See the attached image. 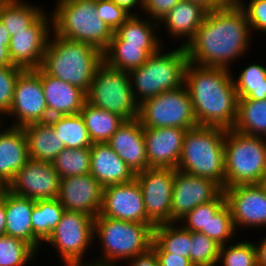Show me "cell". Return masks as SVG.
I'll return each mask as SVG.
<instances>
[{
  "label": "cell",
  "instance_id": "cell-1",
  "mask_svg": "<svg viewBox=\"0 0 266 266\" xmlns=\"http://www.w3.org/2000/svg\"><path fill=\"white\" fill-rule=\"evenodd\" d=\"M249 31L246 13L238 3L227 2L207 12L193 39L185 46L189 62L228 69L231 60L248 50Z\"/></svg>",
  "mask_w": 266,
  "mask_h": 266
},
{
  "label": "cell",
  "instance_id": "cell-2",
  "mask_svg": "<svg viewBox=\"0 0 266 266\" xmlns=\"http://www.w3.org/2000/svg\"><path fill=\"white\" fill-rule=\"evenodd\" d=\"M223 67L189 62L185 83L200 126L232 129L237 118L238 94L233 76Z\"/></svg>",
  "mask_w": 266,
  "mask_h": 266
},
{
  "label": "cell",
  "instance_id": "cell-3",
  "mask_svg": "<svg viewBox=\"0 0 266 266\" xmlns=\"http://www.w3.org/2000/svg\"><path fill=\"white\" fill-rule=\"evenodd\" d=\"M48 41L40 68L47 74L88 93L103 53L95 47L54 34Z\"/></svg>",
  "mask_w": 266,
  "mask_h": 266
},
{
  "label": "cell",
  "instance_id": "cell-4",
  "mask_svg": "<svg viewBox=\"0 0 266 266\" xmlns=\"http://www.w3.org/2000/svg\"><path fill=\"white\" fill-rule=\"evenodd\" d=\"M226 129L196 126L187 129L177 170L225 184Z\"/></svg>",
  "mask_w": 266,
  "mask_h": 266
},
{
  "label": "cell",
  "instance_id": "cell-5",
  "mask_svg": "<svg viewBox=\"0 0 266 266\" xmlns=\"http://www.w3.org/2000/svg\"><path fill=\"white\" fill-rule=\"evenodd\" d=\"M52 14L54 33L72 41L89 44L104 53L113 31L97 14L96 0H59Z\"/></svg>",
  "mask_w": 266,
  "mask_h": 266
},
{
  "label": "cell",
  "instance_id": "cell-6",
  "mask_svg": "<svg viewBox=\"0 0 266 266\" xmlns=\"http://www.w3.org/2000/svg\"><path fill=\"white\" fill-rule=\"evenodd\" d=\"M266 138L226 130L225 188L262 184L266 177Z\"/></svg>",
  "mask_w": 266,
  "mask_h": 266
},
{
  "label": "cell",
  "instance_id": "cell-7",
  "mask_svg": "<svg viewBox=\"0 0 266 266\" xmlns=\"http://www.w3.org/2000/svg\"><path fill=\"white\" fill-rule=\"evenodd\" d=\"M160 51L150 55L143 65L129 72L130 78L133 77L131 83L135 84H132V94L138 104L165 91L180 88L185 83L189 63L185 47L165 54Z\"/></svg>",
  "mask_w": 266,
  "mask_h": 266
},
{
  "label": "cell",
  "instance_id": "cell-8",
  "mask_svg": "<svg viewBox=\"0 0 266 266\" xmlns=\"http://www.w3.org/2000/svg\"><path fill=\"white\" fill-rule=\"evenodd\" d=\"M154 224L122 221L98 215L94 233L101 240L104 258L87 266H115L119 259H131L148 251L153 242Z\"/></svg>",
  "mask_w": 266,
  "mask_h": 266
},
{
  "label": "cell",
  "instance_id": "cell-9",
  "mask_svg": "<svg viewBox=\"0 0 266 266\" xmlns=\"http://www.w3.org/2000/svg\"><path fill=\"white\" fill-rule=\"evenodd\" d=\"M129 72L103 61L97 68L87 95L91 105L117 114L124 120L138 117L139 104L132 94Z\"/></svg>",
  "mask_w": 266,
  "mask_h": 266
},
{
  "label": "cell",
  "instance_id": "cell-10",
  "mask_svg": "<svg viewBox=\"0 0 266 266\" xmlns=\"http://www.w3.org/2000/svg\"><path fill=\"white\" fill-rule=\"evenodd\" d=\"M137 118L143 128L191 129L199 126L185 85L141 102Z\"/></svg>",
  "mask_w": 266,
  "mask_h": 266
},
{
  "label": "cell",
  "instance_id": "cell-11",
  "mask_svg": "<svg viewBox=\"0 0 266 266\" xmlns=\"http://www.w3.org/2000/svg\"><path fill=\"white\" fill-rule=\"evenodd\" d=\"M95 237L94 218L84 212L65 210L60 222L44 241L57 248L66 266L83 265L85 250Z\"/></svg>",
  "mask_w": 266,
  "mask_h": 266
},
{
  "label": "cell",
  "instance_id": "cell-12",
  "mask_svg": "<svg viewBox=\"0 0 266 266\" xmlns=\"http://www.w3.org/2000/svg\"><path fill=\"white\" fill-rule=\"evenodd\" d=\"M8 115L16 116V121L12 125L15 127L49 120L40 67L26 69L20 73L14 87V97Z\"/></svg>",
  "mask_w": 266,
  "mask_h": 266
},
{
  "label": "cell",
  "instance_id": "cell-13",
  "mask_svg": "<svg viewBox=\"0 0 266 266\" xmlns=\"http://www.w3.org/2000/svg\"><path fill=\"white\" fill-rule=\"evenodd\" d=\"M147 218L154 224L171 223V203L174 169L148 168L137 173Z\"/></svg>",
  "mask_w": 266,
  "mask_h": 266
},
{
  "label": "cell",
  "instance_id": "cell-14",
  "mask_svg": "<svg viewBox=\"0 0 266 266\" xmlns=\"http://www.w3.org/2000/svg\"><path fill=\"white\" fill-rule=\"evenodd\" d=\"M224 192L216 181L174 169L171 222H179L200 204L216 200Z\"/></svg>",
  "mask_w": 266,
  "mask_h": 266
},
{
  "label": "cell",
  "instance_id": "cell-15",
  "mask_svg": "<svg viewBox=\"0 0 266 266\" xmlns=\"http://www.w3.org/2000/svg\"><path fill=\"white\" fill-rule=\"evenodd\" d=\"M59 186L53 163L29 159L9 182V191L36 201L58 198Z\"/></svg>",
  "mask_w": 266,
  "mask_h": 266
},
{
  "label": "cell",
  "instance_id": "cell-16",
  "mask_svg": "<svg viewBox=\"0 0 266 266\" xmlns=\"http://www.w3.org/2000/svg\"><path fill=\"white\" fill-rule=\"evenodd\" d=\"M99 215L122 221L153 224L147 218L143 194L136 179L103 187Z\"/></svg>",
  "mask_w": 266,
  "mask_h": 266
},
{
  "label": "cell",
  "instance_id": "cell-17",
  "mask_svg": "<svg viewBox=\"0 0 266 266\" xmlns=\"http://www.w3.org/2000/svg\"><path fill=\"white\" fill-rule=\"evenodd\" d=\"M224 194L236 229V226H266V188L263 184L225 188Z\"/></svg>",
  "mask_w": 266,
  "mask_h": 266
},
{
  "label": "cell",
  "instance_id": "cell-18",
  "mask_svg": "<svg viewBox=\"0 0 266 266\" xmlns=\"http://www.w3.org/2000/svg\"><path fill=\"white\" fill-rule=\"evenodd\" d=\"M48 22L43 13L30 27L11 37L8 49L13 65L24 70L41 66L50 37Z\"/></svg>",
  "mask_w": 266,
  "mask_h": 266
},
{
  "label": "cell",
  "instance_id": "cell-19",
  "mask_svg": "<svg viewBox=\"0 0 266 266\" xmlns=\"http://www.w3.org/2000/svg\"><path fill=\"white\" fill-rule=\"evenodd\" d=\"M103 186L90 174L60 179L58 200L65 210L97 217L102 207Z\"/></svg>",
  "mask_w": 266,
  "mask_h": 266
},
{
  "label": "cell",
  "instance_id": "cell-20",
  "mask_svg": "<svg viewBox=\"0 0 266 266\" xmlns=\"http://www.w3.org/2000/svg\"><path fill=\"white\" fill-rule=\"evenodd\" d=\"M186 132L179 127L144 128L149 168L177 169Z\"/></svg>",
  "mask_w": 266,
  "mask_h": 266
},
{
  "label": "cell",
  "instance_id": "cell-21",
  "mask_svg": "<svg viewBox=\"0 0 266 266\" xmlns=\"http://www.w3.org/2000/svg\"><path fill=\"white\" fill-rule=\"evenodd\" d=\"M106 143L135 174L149 168L144 128L138 118L125 120Z\"/></svg>",
  "mask_w": 266,
  "mask_h": 266
},
{
  "label": "cell",
  "instance_id": "cell-22",
  "mask_svg": "<svg viewBox=\"0 0 266 266\" xmlns=\"http://www.w3.org/2000/svg\"><path fill=\"white\" fill-rule=\"evenodd\" d=\"M40 77L50 118L80 113L87 101V95L83 90L50 76L41 68Z\"/></svg>",
  "mask_w": 266,
  "mask_h": 266
},
{
  "label": "cell",
  "instance_id": "cell-23",
  "mask_svg": "<svg viewBox=\"0 0 266 266\" xmlns=\"http://www.w3.org/2000/svg\"><path fill=\"white\" fill-rule=\"evenodd\" d=\"M90 149V174L103 187L135 179L136 174L106 142L93 143Z\"/></svg>",
  "mask_w": 266,
  "mask_h": 266
},
{
  "label": "cell",
  "instance_id": "cell-24",
  "mask_svg": "<svg viewBox=\"0 0 266 266\" xmlns=\"http://www.w3.org/2000/svg\"><path fill=\"white\" fill-rule=\"evenodd\" d=\"M35 204V200L18 196L10 191L4 195L5 235L19 238L37 251L41 240L32 229V210Z\"/></svg>",
  "mask_w": 266,
  "mask_h": 266
},
{
  "label": "cell",
  "instance_id": "cell-25",
  "mask_svg": "<svg viewBox=\"0 0 266 266\" xmlns=\"http://www.w3.org/2000/svg\"><path fill=\"white\" fill-rule=\"evenodd\" d=\"M23 127L10 126L0 132V175L10 182L29 160Z\"/></svg>",
  "mask_w": 266,
  "mask_h": 266
},
{
  "label": "cell",
  "instance_id": "cell-26",
  "mask_svg": "<svg viewBox=\"0 0 266 266\" xmlns=\"http://www.w3.org/2000/svg\"><path fill=\"white\" fill-rule=\"evenodd\" d=\"M28 144L30 159L52 163L55 157L65 148L47 122L32 123L23 127Z\"/></svg>",
  "mask_w": 266,
  "mask_h": 266
},
{
  "label": "cell",
  "instance_id": "cell-27",
  "mask_svg": "<svg viewBox=\"0 0 266 266\" xmlns=\"http://www.w3.org/2000/svg\"><path fill=\"white\" fill-rule=\"evenodd\" d=\"M207 11L198 4L188 0H181L173 9L169 11L161 20L166 23V28L174 37H188L185 47L196 34Z\"/></svg>",
  "mask_w": 266,
  "mask_h": 266
},
{
  "label": "cell",
  "instance_id": "cell-28",
  "mask_svg": "<svg viewBox=\"0 0 266 266\" xmlns=\"http://www.w3.org/2000/svg\"><path fill=\"white\" fill-rule=\"evenodd\" d=\"M89 137L93 143H105L125 121L117 114L97 108L87 101L81 111Z\"/></svg>",
  "mask_w": 266,
  "mask_h": 266
},
{
  "label": "cell",
  "instance_id": "cell-29",
  "mask_svg": "<svg viewBox=\"0 0 266 266\" xmlns=\"http://www.w3.org/2000/svg\"><path fill=\"white\" fill-rule=\"evenodd\" d=\"M175 223L155 225L151 248L155 252H167L189 258L191 248V231ZM173 225V226H172Z\"/></svg>",
  "mask_w": 266,
  "mask_h": 266
},
{
  "label": "cell",
  "instance_id": "cell-30",
  "mask_svg": "<svg viewBox=\"0 0 266 266\" xmlns=\"http://www.w3.org/2000/svg\"><path fill=\"white\" fill-rule=\"evenodd\" d=\"M232 129L243 134L265 138L266 99L252 100L248 98H239L237 118Z\"/></svg>",
  "mask_w": 266,
  "mask_h": 266
},
{
  "label": "cell",
  "instance_id": "cell-31",
  "mask_svg": "<svg viewBox=\"0 0 266 266\" xmlns=\"http://www.w3.org/2000/svg\"><path fill=\"white\" fill-rule=\"evenodd\" d=\"M139 15H131L114 33L125 42V44L141 45L150 55L155 54L160 49V41L153 32V20L143 21ZM152 21V25L151 22Z\"/></svg>",
  "mask_w": 266,
  "mask_h": 266
},
{
  "label": "cell",
  "instance_id": "cell-32",
  "mask_svg": "<svg viewBox=\"0 0 266 266\" xmlns=\"http://www.w3.org/2000/svg\"><path fill=\"white\" fill-rule=\"evenodd\" d=\"M150 54L141 45L125 44L115 33L107 50L103 53L104 61L111 67L130 72L143 65Z\"/></svg>",
  "mask_w": 266,
  "mask_h": 266
},
{
  "label": "cell",
  "instance_id": "cell-33",
  "mask_svg": "<svg viewBox=\"0 0 266 266\" xmlns=\"http://www.w3.org/2000/svg\"><path fill=\"white\" fill-rule=\"evenodd\" d=\"M48 122L65 148H90L93 145L80 113L51 117Z\"/></svg>",
  "mask_w": 266,
  "mask_h": 266
},
{
  "label": "cell",
  "instance_id": "cell-34",
  "mask_svg": "<svg viewBox=\"0 0 266 266\" xmlns=\"http://www.w3.org/2000/svg\"><path fill=\"white\" fill-rule=\"evenodd\" d=\"M43 13L40 7L23 3L22 0L21 2L19 0H0V20L8 29L11 37L16 32L26 30Z\"/></svg>",
  "mask_w": 266,
  "mask_h": 266
},
{
  "label": "cell",
  "instance_id": "cell-35",
  "mask_svg": "<svg viewBox=\"0 0 266 266\" xmlns=\"http://www.w3.org/2000/svg\"><path fill=\"white\" fill-rule=\"evenodd\" d=\"M65 208L58 198L36 200L32 210V229L34 234L45 241L60 222Z\"/></svg>",
  "mask_w": 266,
  "mask_h": 266
},
{
  "label": "cell",
  "instance_id": "cell-36",
  "mask_svg": "<svg viewBox=\"0 0 266 266\" xmlns=\"http://www.w3.org/2000/svg\"><path fill=\"white\" fill-rule=\"evenodd\" d=\"M54 169L61 178L90 173V148H64L52 162Z\"/></svg>",
  "mask_w": 266,
  "mask_h": 266
},
{
  "label": "cell",
  "instance_id": "cell-37",
  "mask_svg": "<svg viewBox=\"0 0 266 266\" xmlns=\"http://www.w3.org/2000/svg\"><path fill=\"white\" fill-rule=\"evenodd\" d=\"M238 98L252 100L266 99V68L260 64H251L233 80Z\"/></svg>",
  "mask_w": 266,
  "mask_h": 266
},
{
  "label": "cell",
  "instance_id": "cell-38",
  "mask_svg": "<svg viewBox=\"0 0 266 266\" xmlns=\"http://www.w3.org/2000/svg\"><path fill=\"white\" fill-rule=\"evenodd\" d=\"M36 253L30 244L19 238L0 236V266H24Z\"/></svg>",
  "mask_w": 266,
  "mask_h": 266
},
{
  "label": "cell",
  "instance_id": "cell-39",
  "mask_svg": "<svg viewBox=\"0 0 266 266\" xmlns=\"http://www.w3.org/2000/svg\"><path fill=\"white\" fill-rule=\"evenodd\" d=\"M189 259L193 266H215L219 262L220 245L207 235L191 231Z\"/></svg>",
  "mask_w": 266,
  "mask_h": 266
},
{
  "label": "cell",
  "instance_id": "cell-40",
  "mask_svg": "<svg viewBox=\"0 0 266 266\" xmlns=\"http://www.w3.org/2000/svg\"><path fill=\"white\" fill-rule=\"evenodd\" d=\"M226 203L224 192L216 199L207 203H203L191 210L181 220L187 222L182 225L190 231L201 232L208 236V222L217 211Z\"/></svg>",
  "mask_w": 266,
  "mask_h": 266
},
{
  "label": "cell",
  "instance_id": "cell-41",
  "mask_svg": "<svg viewBox=\"0 0 266 266\" xmlns=\"http://www.w3.org/2000/svg\"><path fill=\"white\" fill-rule=\"evenodd\" d=\"M220 246L219 262L224 266H257L256 247L251 242Z\"/></svg>",
  "mask_w": 266,
  "mask_h": 266
},
{
  "label": "cell",
  "instance_id": "cell-42",
  "mask_svg": "<svg viewBox=\"0 0 266 266\" xmlns=\"http://www.w3.org/2000/svg\"><path fill=\"white\" fill-rule=\"evenodd\" d=\"M236 231L232 219L231 210L225 203L217 213L210 218L208 222V237L214 240L220 246L226 245L227 240L234 235Z\"/></svg>",
  "mask_w": 266,
  "mask_h": 266
},
{
  "label": "cell",
  "instance_id": "cell-43",
  "mask_svg": "<svg viewBox=\"0 0 266 266\" xmlns=\"http://www.w3.org/2000/svg\"><path fill=\"white\" fill-rule=\"evenodd\" d=\"M24 69L18 66H0V117L7 114L12 105L14 87Z\"/></svg>",
  "mask_w": 266,
  "mask_h": 266
},
{
  "label": "cell",
  "instance_id": "cell-44",
  "mask_svg": "<svg viewBox=\"0 0 266 266\" xmlns=\"http://www.w3.org/2000/svg\"><path fill=\"white\" fill-rule=\"evenodd\" d=\"M99 18L115 32L131 15L112 0H96Z\"/></svg>",
  "mask_w": 266,
  "mask_h": 266
},
{
  "label": "cell",
  "instance_id": "cell-45",
  "mask_svg": "<svg viewBox=\"0 0 266 266\" xmlns=\"http://www.w3.org/2000/svg\"><path fill=\"white\" fill-rule=\"evenodd\" d=\"M237 3L246 13L250 29L266 32V0H250L247 5L241 0Z\"/></svg>",
  "mask_w": 266,
  "mask_h": 266
},
{
  "label": "cell",
  "instance_id": "cell-46",
  "mask_svg": "<svg viewBox=\"0 0 266 266\" xmlns=\"http://www.w3.org/2000/svg\"><path fill=\"white\" fill-rule=\"evenodd\" d=\"M181 0H143V10L151 15V19L157 20L156 26L161 27V19L169 13ZM158 23V24H157ZM160 25V26H159Z\"/></svg>",
  "mask_w": 266,
  "mask_h": 266
},
{
  "label": "cell",
  "instance_id": "cell-47",
  "mask_svg": "<svg viewBox=\"0 0 266 266\" xmlns=\"http://www.w3.org/2000/svg\"><path fill=\"white\" fill-rule=\"evenodd\" d=\"M11 35L0 20V66H15L9 55V43Z\"/></svg>",
  "mask_w": 266,
  "mask_h": 266
},
{
  "label": "cell",
  "instance_id": "cell-48",
  "mask_svg": "<svg viewBox=\"0 0 266 266\" xmlns=\"http://www.w3.org/2000/svg\"><path fill=\"white\" fill-rule=\"evenodd\" d=\"M159 266H193L190 259L167 252H155Z\"/></svg>",
  "mask_w": 266,
  "mask_h": 266
},
{
  "label": "cell",
  "instance_id": "cell-49",
  "mask_svg": "<svg viewBox=\"0 0 266 266\" xmlns=\"http://www.w3.org/2000/svg\"><path fill=\"white\" fill-rule=\"evenodd\" d=\"M130 260L133 262L131 263V266H159L157 255L152 248L131 258Z\"/></svg>",
  "mask_w": 266,
  "mask_h": 266
},
{
  "label": "cell",
  "instance_id": "cell-50",
  "mask_svg": "<svg viewBox=\"0 0 266 266\" xmlns=\"http://www.w3.org/2000/svg\"><path fill=\"white\" fill-rule=\"evenodd\" d=\"M195 4H198L207 12H211L223 7L227 2L226 0H188Z\"/></svg>",
  "mask_w": 266,
  "mask_h": 266
},
{
  "label": "cell",
  "instance_id": "cell-51",
  "mask_svg": "<svg viewBox=\"0 0 266 266\" xmlns=\"http://www.w3.org/2000/svg\"><path fill=\"white\" fill-rule=\"evenodd\" d=\"M256 247L257 266H266V237Z\"/></svg>",
  "mask_w": 266,
  "mask_h": 266
},
{
  "label": "cell",
  "instance_id": "cell-52",
  "mask_svg": "<svg viewBox=\"0 0 266 266\" xmlns=\"http://www.w3.org/2000/svg\"><path fill=\"white\" fill-rule=\"evenodd\" d=\"M116 5L120 6L121 8H123L125 11H127L130 15H134L133 13L131 14V8L135 7V5L138 6L139 4L140 7H142V2L143 0H112Z\"/></svg>",
  "mask_w": 266,
  "mask_h": 266
},
{
  "label": "cell",
  "instance_id": "cell-53",
  "mask_svg": "<svg viewBox=\"0 0 266 266\" xmlns=\"http://www.w3.org/2000/svg\"><path fill=\"white\" fill-rule=\"evenodd\" d=\"M6 214L4 207V196L0 197V236L5 235Z\"/></svg>",
  "mask_w": 266,
  "mask_h": 266
},
{
  "label": "cell",
  "instance_id": "cell-54",
  "mask_svg": "<svg viewBox=\"0 0 266 266\" xmlns=\"http://www.w3.org/2000/svg\"><path fill=\"white\" fill-rule=\"evenodd\" d=\"M9 191V182L0 175V197Z\"/></svg>",
  "mask_w": 266,
  "mask_h": 266
},
{
  "label": "cell",
  "instance_id": "cell-55",
  "mask_svg": "<svg viewBox=\"0 0 266 266\" xmlns=\"http://www.w3.org/2000/svg\"><path fill=\"white\" fill-rule=\"evenodd\" d=\"M239 0H226V2H234L237 3Z\"/></svg>",
  "mask_w": 266,
  "mask_h": 266
},
{
  "label": "cell",
  "instance_id": "cell-56",
  "mask_svg": "<svg viewBox=\"0 0 266 266\" xmlns=\"http://www.w3.org/2000/svg\"><path fill=\"white\" fill-rule=\"evenodd\" d=\"M262 184H263V186L266 188V177L264 178Z\"/></svg>",
  "mask_w": 266,
  "mask_h": 266
}]
</instances>
